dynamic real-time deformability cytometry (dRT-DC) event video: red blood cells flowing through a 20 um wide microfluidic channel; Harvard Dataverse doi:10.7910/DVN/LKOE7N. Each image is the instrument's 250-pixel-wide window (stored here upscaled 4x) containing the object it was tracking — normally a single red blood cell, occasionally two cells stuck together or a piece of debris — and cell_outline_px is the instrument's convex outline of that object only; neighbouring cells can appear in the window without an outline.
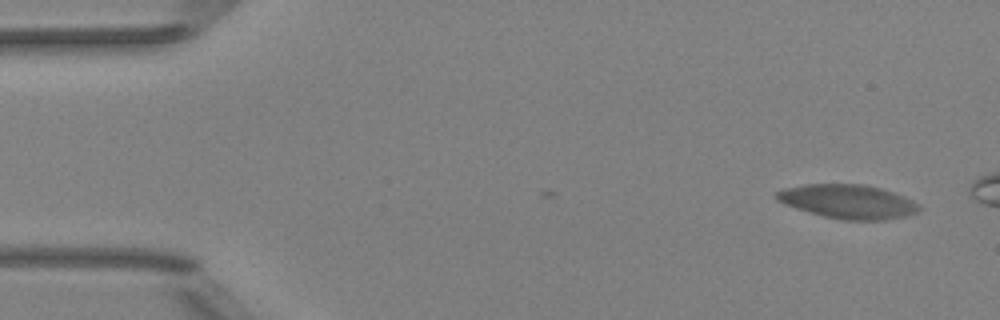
{"species": "Egyptian fruit bat (a non-hibernating species)", "species_latin": "Rousettus aegyptiacus", "temperature_condition": "room temperature", "stored_images_in_passage": 5, "camera_frame_rate_fps": 3000, "um_per_image_px": 0.085, "animal": {"sex": "female"}, "frame": {"image": 1, "passage_image": 1, "time_ms": 0.0, "image_size_px": [1000, 320], "cell_outline_px": [[920, 208], [916, 212], [904, 216], [884, 220], [844, 220], [824, 216], [808, 212], [784, 204], [776, 200], [776, 192], [784, 188], [804, 184], [864, 184], [880, 188], [904, 196], [920, 204]], "centroid_in_image_um": [72.06, 17.13], "position_along_channel_um": 12.9, "area_um2": 28.15}}